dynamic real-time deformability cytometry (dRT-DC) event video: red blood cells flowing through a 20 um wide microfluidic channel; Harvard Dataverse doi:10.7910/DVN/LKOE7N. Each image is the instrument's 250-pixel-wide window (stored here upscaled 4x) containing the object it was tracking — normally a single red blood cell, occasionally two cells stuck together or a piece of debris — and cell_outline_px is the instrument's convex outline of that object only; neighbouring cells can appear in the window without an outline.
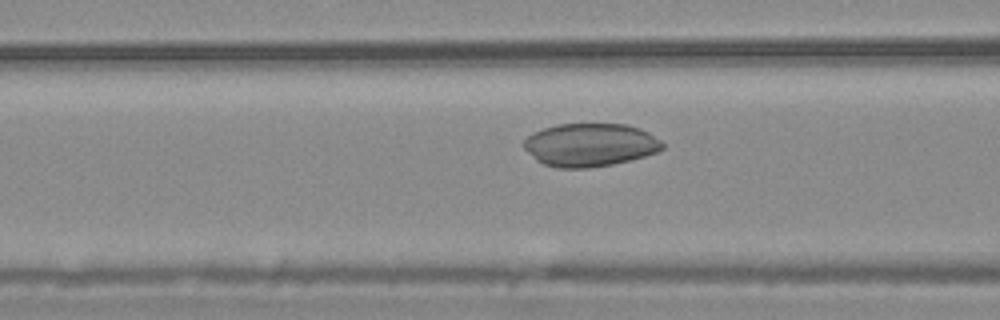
{"species": "common noctule bat (a hibernating species)", "species_latin": "Nyctalus noctula", "temperature_condition": "warm", "stored_images_in_passage": 55, "camera_frame_rate_fps": 3000, "um_per_image_px": 0.085, "animal": {"sex": "male", "body_mass_g": 20.4}, "frame": {"image": 1, "passage_image": 22, "time_ms": 7.0, "image_size_px": [1000, 320], "cell_outline_px": [[664, 148], [656, 152], [644, 156], [612, 164], [588, 168], [556, 168], [544, 164], [536, 160], [520, 144], [532, 132], [556, 124], [624, 124], [640, 128], [648, 132], [660, 140], [664, 144]], "centroid_in_image_um": [50.12, 12.31], "position_along_channel_um": 116.5, "area_um2": 34.91}}
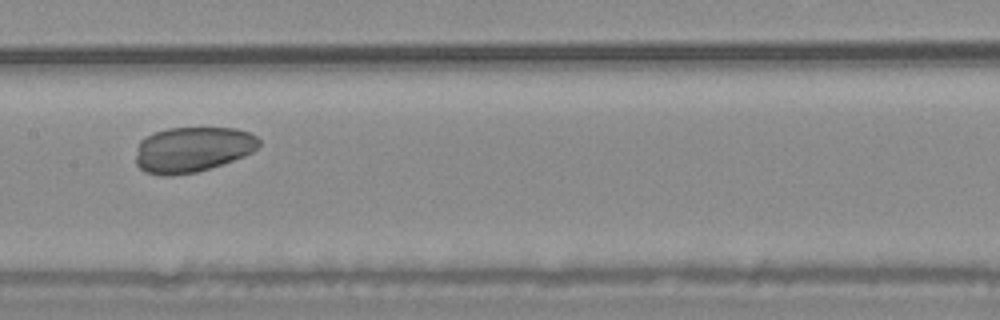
{"frame": {"image": 2, "passage_image": 28, "time_ms": 9.0, "image_size_px": [1000, 320], "cell_outline_px": [[260, 144], [252, 152], [244, 156], [196, 172], [172, 176], [160, 176], [144, 172], [136, 164], [136, 148], [140, 140], [144, 136], [168, 128], [236, 128], [248, 132], [256, 136], [260, 140]], "centroid_in_image_um": [16.31, 12.71], "position_along_channel_um": 191.1, "area_um2": 32.66}}
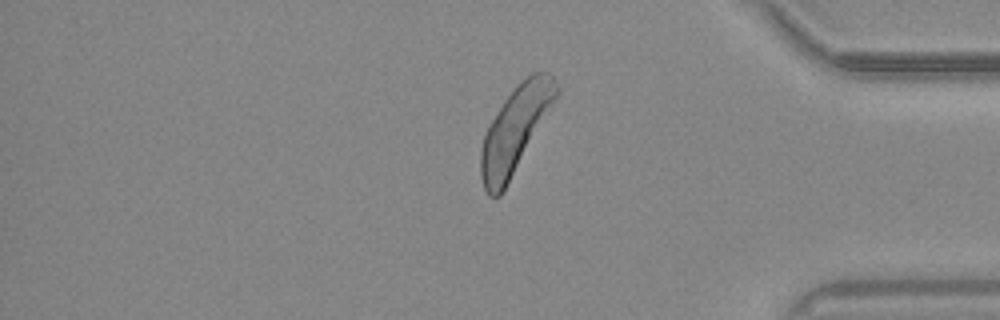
{"frame": {"image": 3, "passage_image": 46, "time_ms": 15.0, "image_size_px": [1000, 320], "cell_outline_px": [[560, 92], [500, 196], [488, 196], [484, 188], [480, 176], [480, 152], [484, 132], [488, 124], [504, 100], [516, 84], [520, 80], [532, 72], [548, 72], [556, 80], [560, 88]], "centroid_in_image_um": [43.77, 10.97], "position_along_channel_um": 391.4, "area_um2": 37.4}}